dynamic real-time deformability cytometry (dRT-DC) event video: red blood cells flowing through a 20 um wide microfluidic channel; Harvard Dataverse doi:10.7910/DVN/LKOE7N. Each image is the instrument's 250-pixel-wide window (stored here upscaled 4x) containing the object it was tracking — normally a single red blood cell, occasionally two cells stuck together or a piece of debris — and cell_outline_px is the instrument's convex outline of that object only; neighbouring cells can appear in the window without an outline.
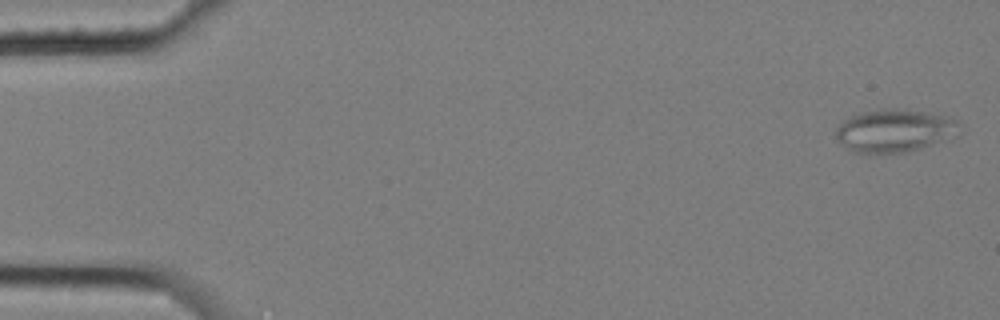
{"species": "common noctule bat (a hibernating species)", "species_latin": "Nyctalus noctula", "temperature_condition": "cold", "stored_images_in_passage": 10, "camera_frame_rate_fps": 3000, "um_per_image_px": 0.085, "animal": {"sex": "female", "body_mass_g": 25.1}, "frame": {"image": 1, "passage_image": 1, "time_ms": 0.0, "image_size_px": [1000, 320], "cell_outline_px": [[964, 132], [960, 136], [920, 148], [904, 152], [876, 156], [864, 156], [848, 152], [836, 140], [836, 128], [848, 116], [860, 112], [880, 108], [892, 108], [924, 112], [948, 116], [960, 120]], "centroid_in_image_um": [76.04, 11.15], "position_along_channel_um": 9.0, "area_um2": 32.6}}
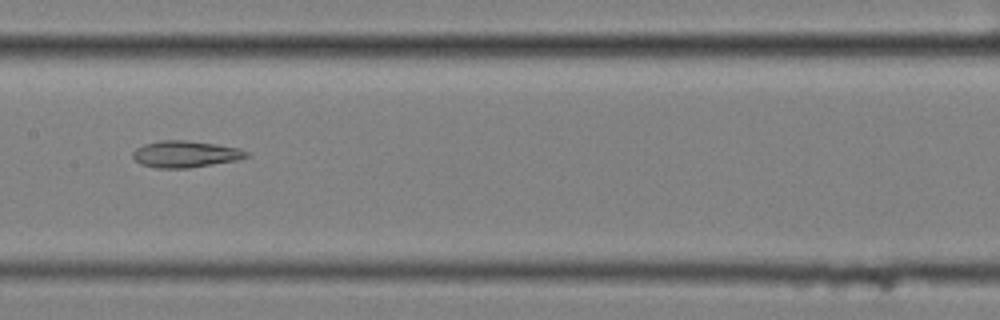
{"frame": {"image": 2, "passage_image": 9, "time_ms": 2.667, "image_size_px": [1000, 320], "cell_outline_px": [[252, 156], [236, 160], [188, 168], [156, 168], [140, 164], [132, 156], [132, 152], [136, 148], [144, 144], [160, 140], [184, 140], [216, 144], [240, 148], [248, 152]], "centroid_in_image_um": [15.76, 13.09], "position_along_channel_um": 191.6, "area_um2": 17.69}}
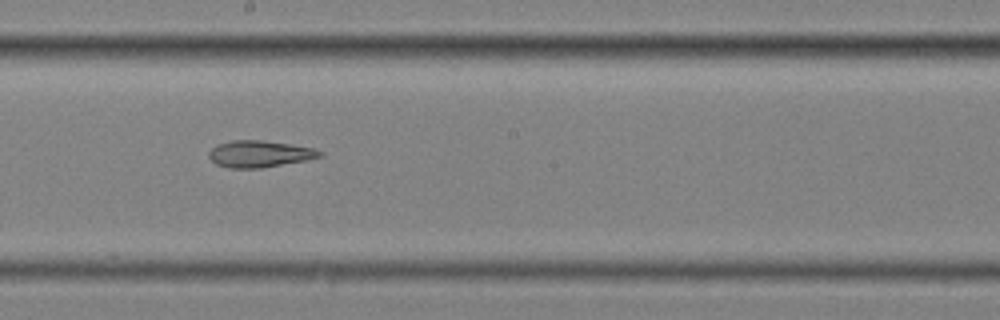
{"frame": {"image": 3, "passage_image": 10, "time_ms": 3.0, "image_size_px": [1000, 320], "cell_outline_px": [[324, 156], [304, 160], [260, 168], [228, 168], [216, 164], [208, 156], [208, 152], [212, 148], [220, 144], [232, 140], [260, 140], [288, 144], [312, 148], [324, 152]], "centroid_in_image_um": [22.04, 13.08], "position_along_channel_um": 226.2, "area_um2": 16.99}}